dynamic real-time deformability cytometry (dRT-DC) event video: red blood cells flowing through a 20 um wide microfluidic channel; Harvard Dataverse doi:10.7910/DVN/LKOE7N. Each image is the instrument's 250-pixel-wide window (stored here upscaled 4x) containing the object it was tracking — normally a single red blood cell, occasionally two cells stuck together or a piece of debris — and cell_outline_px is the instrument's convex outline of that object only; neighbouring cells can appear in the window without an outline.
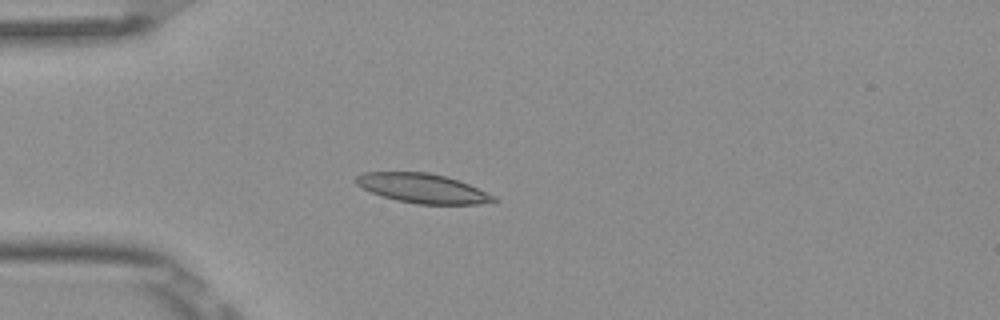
{"species": "Egyptian fruit bat (a non-hibernating species)", "species_latin": "Rousettus aegyptiacus", "temperature_condition": "room temperature", "stored_images_in_passage": 5, "camera_frame_rate_fps": 3000, "um_per_image_px": 0.085, "frame": {"image": 1, "passage_image": 4, "time_ms": 1.0, "image_size_px": [1000, 320], "cell_outline_px": [[500, 200], [476, 204], [416, 204], [396, 200], [372, 192], [356, 184], [356, 176], [364, 172], [428, 172], [444, 176], [468, 184], [496, 196]], "centroid_in_image_um": [35.93, 16.01], "position_along_channel_um": 49.1, "area_um2": 23.29}}